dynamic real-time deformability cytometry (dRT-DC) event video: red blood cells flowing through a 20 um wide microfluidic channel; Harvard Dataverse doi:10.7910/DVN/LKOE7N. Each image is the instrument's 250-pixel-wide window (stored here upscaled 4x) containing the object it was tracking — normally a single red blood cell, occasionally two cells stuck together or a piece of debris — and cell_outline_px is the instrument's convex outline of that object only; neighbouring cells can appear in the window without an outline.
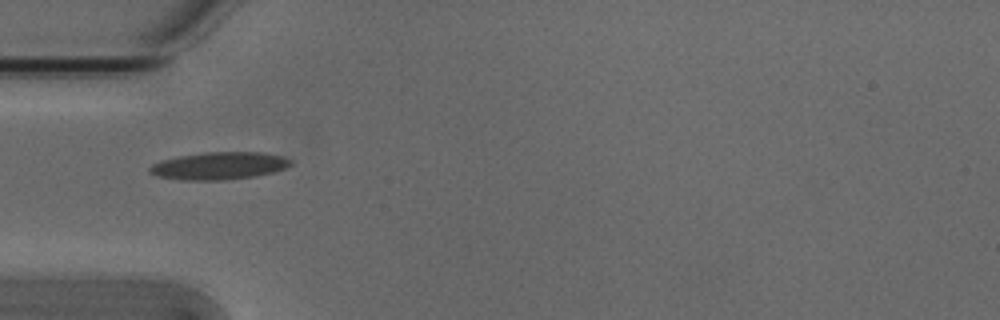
{"species": "Egyptian fruit bat (a non-hibernating species)", "species_latin": "Rousettus aegyptiacus", "temperature_condition": "cold", "stored_images_in_passage": 37, "camera_frame_rate_fps": 3000, "um_per_image_px": 0.085, "animal": {"sex": "male"}, "frame": {"image": 1, "passage_image": 1, "time_ms": 0.0, "image_size_px": [1000, 320], "cell_outline_px": [[292, 164], [284, 168], [272, 172], [256, 176], [224, 180], [180, 180], [156, 176], [148, 172], [148, 168], [152, 164], [160, 160], [176, 156], [204, 152], [260, 152], [280, 156], [292, 160]], "centroid_in_image_um": [18.55, 14.09], "position_along_channel_um": 66.4, "area_um2": 22.72}}
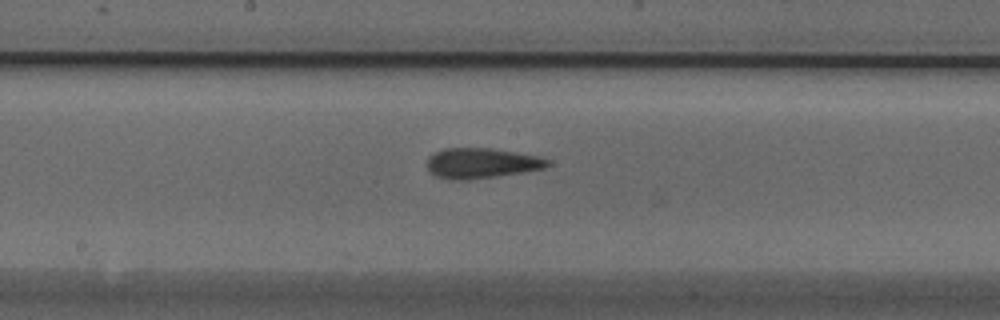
{"frame": {"image": 2, "passage_image": 12, "time_ms": 3.667, "image_size_px": [1000, 320], "cell_outline_px": [[552, 164], [548, 168], [496, 176], [468, 180], [448, 180], [436, 176], [428, 168], [428, 156], [444, 148], [492, 148], [536, 156], [552, 160]], "centroid_in_image_um": [40.96, 13.87], "position_along_channel_um": 207.2, "area_um2": 21.33}}
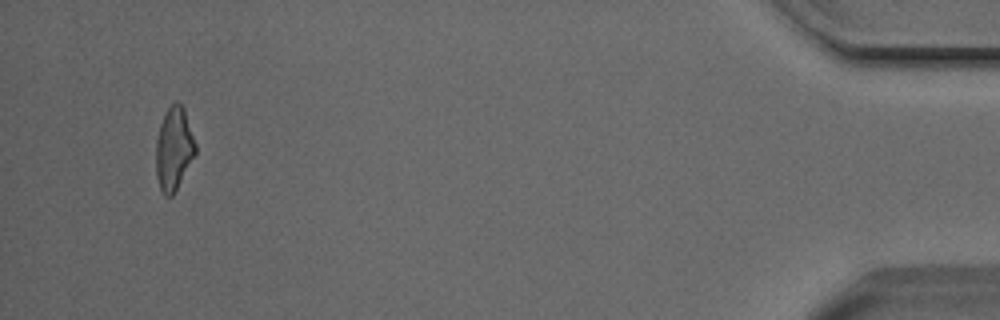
{"frame": {"image": 3, "passage_image": 35, "time_ms": 11.333, "image_size_px": [1000, 320], "cell_outline_px": [[196, 152], [172, 196], [164, 196], [160, 188], [156, 176], [156, 140], [160, 124], [164, 112], [176, 100], [184, 108], [196, 144]], "centroid_in_image_um": [14.76, 12.62], "position_along_channel_um": 420.4, "area_um2": 18.96}, "authors_computed_cell_mechanics": {"area_um2": 19.941, "velocity_mm_per_s": 3.8495, "shape_relaxation_time_tau1_ms": 7.8928, "shape_relaxation_time_tau2_ms": 3.4933, "deformation_change_tau1": 0.1997, "deformation_change_tau2": 0.1409}}